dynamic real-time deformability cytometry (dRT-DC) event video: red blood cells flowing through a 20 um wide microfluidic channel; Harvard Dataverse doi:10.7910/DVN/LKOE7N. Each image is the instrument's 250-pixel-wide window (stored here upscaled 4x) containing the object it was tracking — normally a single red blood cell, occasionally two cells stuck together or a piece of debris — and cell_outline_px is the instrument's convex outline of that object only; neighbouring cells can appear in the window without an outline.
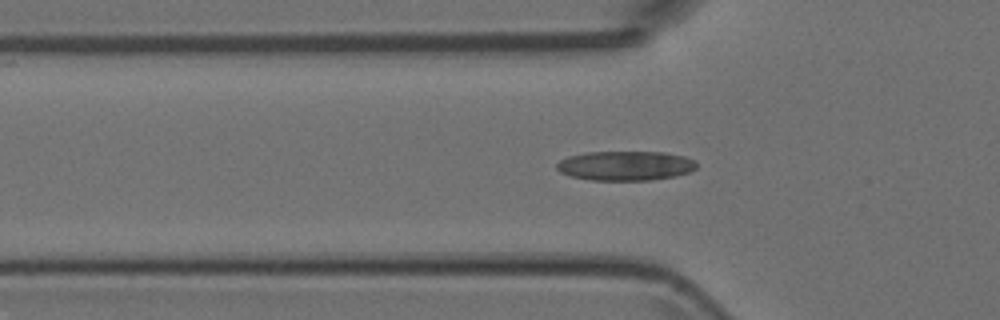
{"species": "Egyptian fruit bat (a non-hibernating species)", "species_latin": "Rousettus aegyptiacus", "temperature_condition": "room temperature", "stored_images_in_passage": 14, "camera_frame_rate_fps": 3000, "um_per_image_px": 0.085, "animal": {"sex": "female"}, "frame": {"image": 1, "passage_image": 7, "time_ms": 2.0, "image_size_px": [1000, 320], "cell_outline_px": [[696, 168], [688, 172], [676, 176], [648, 180], [592, 180], [572, 176], [560, 172], [556, 168], [556, 164], [560, 160], [568, 156], [584, 152], [664, 152], [684, 156], [696, 160]], "centroid_in_image_um": [53.16, 14.08], "position_along_channel_um": 72.6, "area_um2": 24.04}}
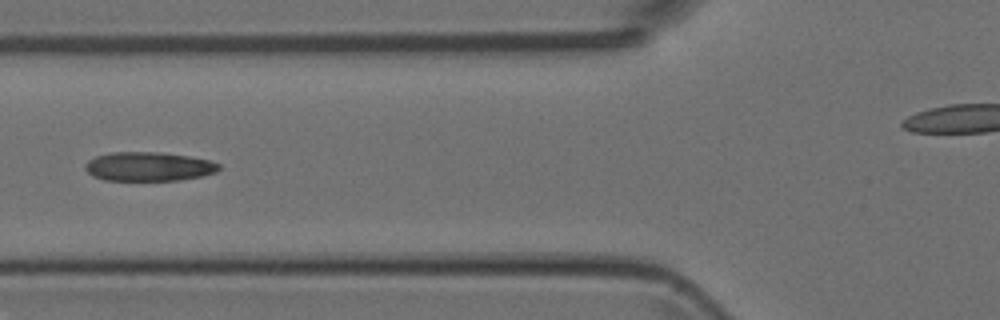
{"frame": {"image": 2, "passage_image": 10, "time_ms": 3.0, "image_size_px": [1000, 320], "cell_outline_px": [[220, 168], [216, 172], [204, 176], [180, 180], [104, 180], [92, 176], [84, 168], [84, 164], [88, 160], [96, 156], [112, 152], [160, 152], [188, 156], [208, 160], [220, 164]], "centroid_in_image_um": [12.62, 14.16], "position_along_channel_um": 113.2, "area_um2": 22.72}}
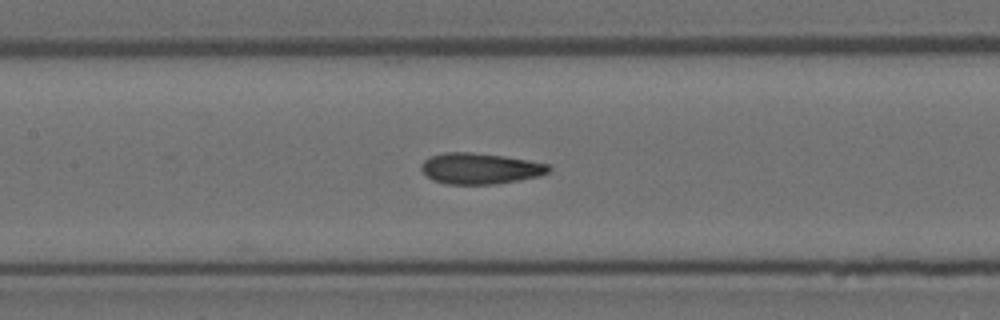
{"frame": {"image": 3, "passage_image": 14, "time_ms": 4.333, "image_size_px": [1000, 320], "cell_outline_px": [[552, 168], [548, 172], [540, 176], [496, 184], [444, 184], [432, 180], [420, 168], [420, 164], [424, 160], [432, 156], [444, 152], [472, 152], [504, 156], [528, 160], [548, 164]], "centroid_in_image_um": [40.8, 14.32], "position_along_channel_um": 166.6, "area_um2": 23.06}}